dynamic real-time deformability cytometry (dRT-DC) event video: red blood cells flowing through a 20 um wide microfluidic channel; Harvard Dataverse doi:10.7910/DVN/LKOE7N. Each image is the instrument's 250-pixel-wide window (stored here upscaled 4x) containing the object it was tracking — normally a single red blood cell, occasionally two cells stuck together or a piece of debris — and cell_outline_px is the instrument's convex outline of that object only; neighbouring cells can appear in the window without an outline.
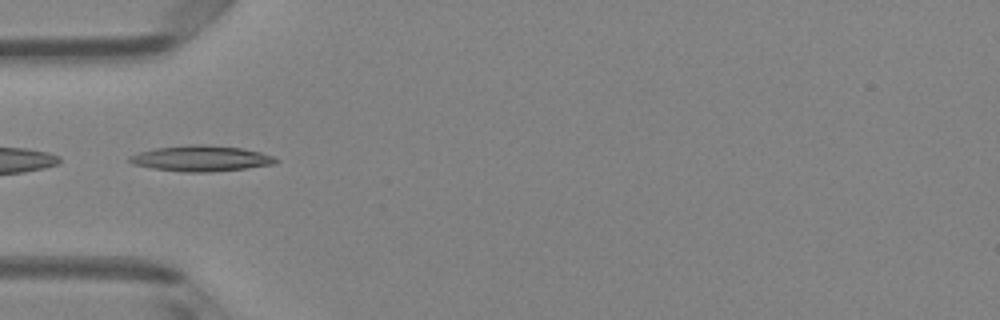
{"species": "Egyptian fruit bat (a non-hibernating species)", "species_latin": "Rousettus aegyptiacus", "temperature_condition": "room temperature", "stored_images_in_passage": 16, "camera_frame_rate_fps": 3000, "um_per_image_px": 0.085, "animal": {"sex": "female"}, "frame": {"image": 1, "passage_image": 14, "time_ms": 4.333, "image_size_px": [1000, 320], "cell_outline_px": [[280, 160], [272, 164], [244, 168], [208, 172], [188, 172], [152, 168], [132, 164], [128, 160], [128, 156], [140, 152], [156, 148], [188, 144], [204, 144], [244, 148], [260, 152], [272, 156]], "centroid_in_image_um": [17.06, 13.45], "position_along_channel_um": 67.9, "area_um2": 21.79}}